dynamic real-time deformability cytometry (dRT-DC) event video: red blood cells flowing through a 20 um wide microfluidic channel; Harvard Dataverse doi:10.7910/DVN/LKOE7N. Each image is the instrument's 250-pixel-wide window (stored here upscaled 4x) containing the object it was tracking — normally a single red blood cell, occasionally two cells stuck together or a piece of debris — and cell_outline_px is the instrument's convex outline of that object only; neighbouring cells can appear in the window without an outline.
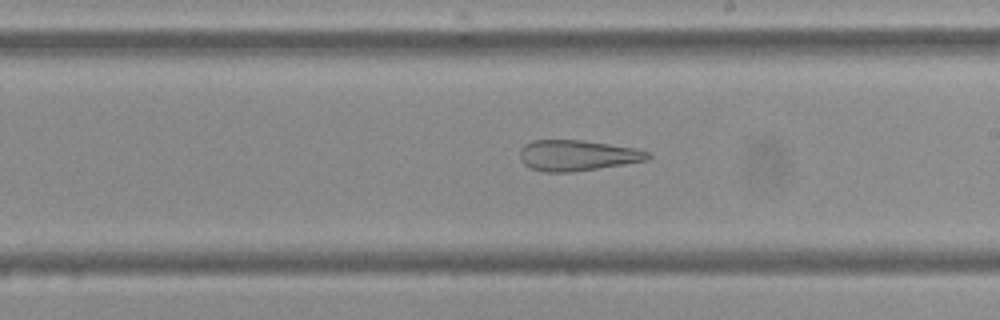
{"species": "Egyptian fruit bat (a non-hibernating species)", "species_latin": "Rousettus aegyptiacus", "temperature_condition": "cold", "stored_images_in_passage": 32, "camera_frame_rate_fps": 3000, "um_per_image_px": 0.085, "frame": {"image": 1, "passage_image": 19, "time_ms": 6.0, "image_size_px": [1000, 320], "cell_outline_px": [[652, 156], [648, 160], [624, 164], [572, 172], [544, 172], [532, 168], [524, 164], [520, 160], [520, 148], [524, 144], [532, 140], [584, 140], [636, 148], [652, 152]], "centroid_in_image_um": [49.09, 13.2], "position_along_channel_um": 239.9, "area_um2": 23.12}}
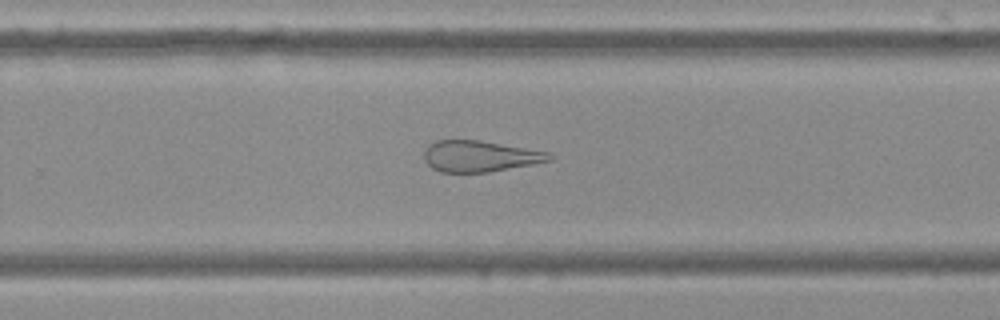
{"frame": {"image": 2, "passage_image": 23, "time_ms": 7.333, "image_size_px": [1000, 320], "cell_outline_px": [[552, 160], [532, 164], [488, 172], [440, 172], [432, 168], [424, 160], [424, 152], [436, 140], [480, 140], [548, 152], [552, 156]], "centroid_in_image_um": [40.77, 13.28], "position_along_channel_um": 289.0, "area_um2": 22.43}}